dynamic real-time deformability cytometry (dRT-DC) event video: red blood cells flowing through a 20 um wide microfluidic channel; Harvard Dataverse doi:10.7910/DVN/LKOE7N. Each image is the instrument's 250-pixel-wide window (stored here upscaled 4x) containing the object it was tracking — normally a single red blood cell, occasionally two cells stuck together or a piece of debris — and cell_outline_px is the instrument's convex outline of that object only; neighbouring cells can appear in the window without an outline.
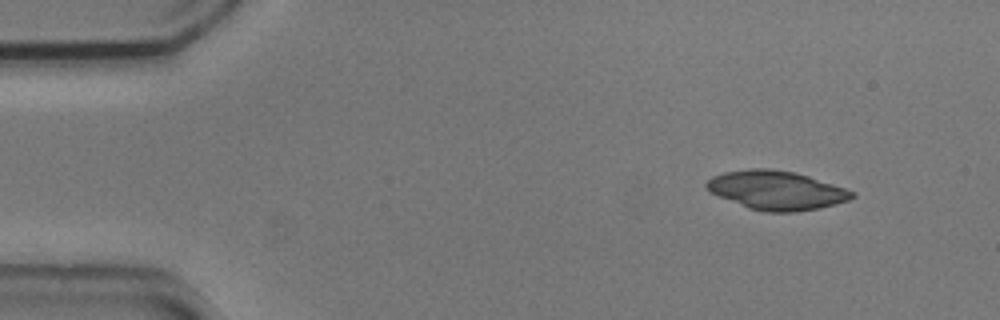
{"species": "common noctule bat (a hibernating species)", "species_latin": "Nyctalus noctula", "temperature_condition": "cold", "stored_images_in_passage": 49, "camera_frame_rate_fps": 3000, "um_per_image_px": 0.085, "animal": {"sex": "male", "body_mass_g": 20.5, "forearm_length_mm": 52.5}, "frame": {"image": 1, "passage_image": 1, "time_ms": 0.0, "image_size_px": [1000, 320], "cell_outline_px": [[856, 196], [848, 200], [816, 208], [796, 212], [768, 212], [748, 208], [708, 192], [704, 184], [712, 176], [724, 172], [748, 168], [772, 168], [796, 172], [856, 192]], "centroid_in_image_um": [65.94, 16.16], "position_along_channel_um": 19.1, "area_um2": 32.95}}